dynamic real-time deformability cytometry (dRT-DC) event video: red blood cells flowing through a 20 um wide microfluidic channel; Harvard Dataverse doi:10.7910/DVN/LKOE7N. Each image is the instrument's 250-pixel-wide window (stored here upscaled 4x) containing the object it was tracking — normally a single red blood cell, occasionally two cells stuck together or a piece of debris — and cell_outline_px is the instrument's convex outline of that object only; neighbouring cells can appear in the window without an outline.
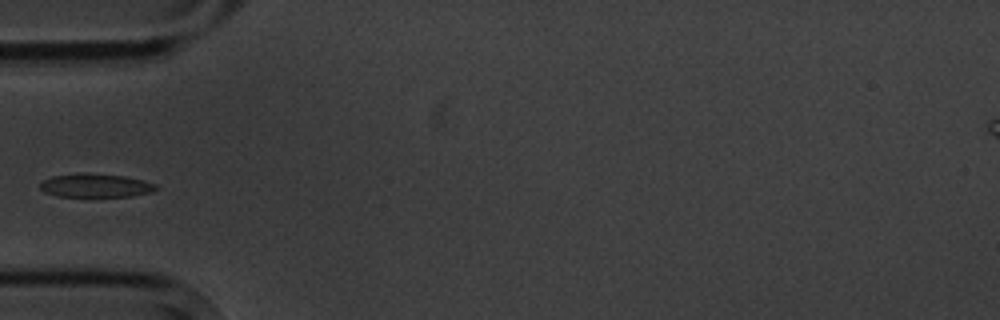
{"species": "common noctule bat (a hibernating species)", "species_latin": "Nyctalus noctula", "temperature_condition": "cold", "stored_images_in_passage": 10, "camera_frame_rate_fps": 3000, "um_per_image_px": 0.085, "animal": {"sex": "male", "body_mass_g": 20.1, "forearm_length_mm": 53.5}, "frame": {"image": 1, "passage_image": 4, "time_ms": 4.667, "image_size_px": [1000, 320], "cell_outline_px": [[160, 188], [152, 192], [132, 196], [56, 196], [44, 192], [40, 188], [40, 184], [44, 180], [52, 176], [80, 172], [88, 172], [124, 176], [144, 180], [156, 184]], "centroid_in_image_um": [8.15, 15.75], "position_along_channel_um": 76.9, "area_um2": 16.13}}
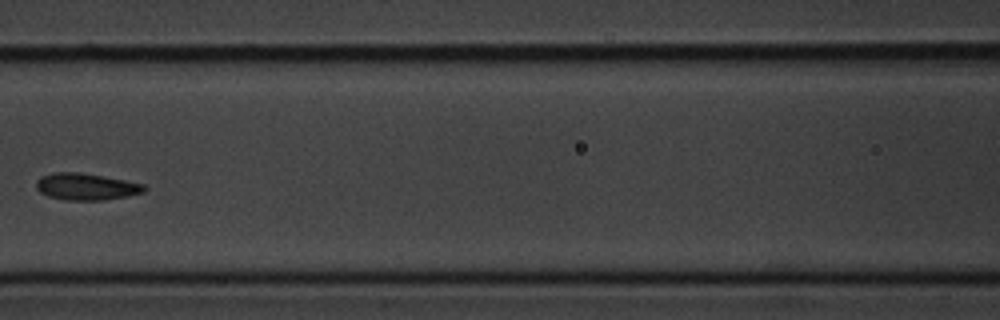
{"frame": {"image": 2, "passage_image": 6, "time_ms": 7.0, "image_size_px": [1000, 320], "cell_outline_px": [[148, 188], [144, 192], [104, 200], [64, 200], [48, 196], [40, 192], [36, 188], [36, 180], [40, 176], [52, 172], [80, 172], [104, 176], [144, 184]], "centroid_in_image_um": [7.29, 15.85], "position_along_channel_um": 159.3, "area_um2": 16.94}}
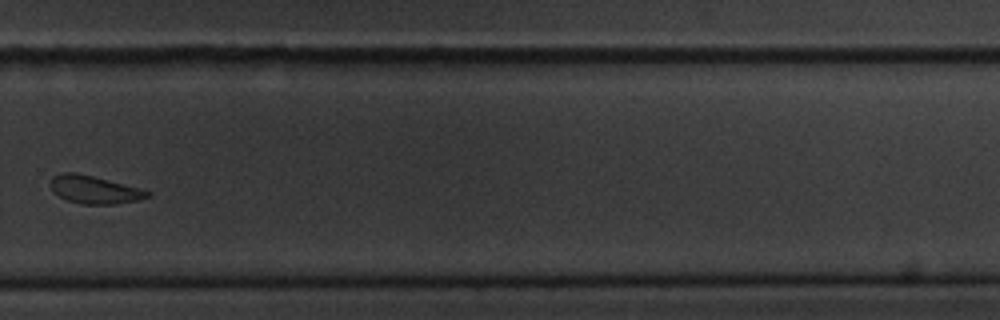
{"frame": {"image": 3, "passage_image": 10, "time_ms": 11.667, "image_size_px": [1000, 320], "cell_outline_px": [[152, 192], [148, 196], [136, 200], [116, 204], [80, 204], [68, 200], [60, 196], [52, 188], [52, 176], [64, 172], [76, 172], [140, 188]], "centroid_in_image_um": [8.03, 16.12], "position_along_channel_um": 321.8, "area_um2": 15.37}}